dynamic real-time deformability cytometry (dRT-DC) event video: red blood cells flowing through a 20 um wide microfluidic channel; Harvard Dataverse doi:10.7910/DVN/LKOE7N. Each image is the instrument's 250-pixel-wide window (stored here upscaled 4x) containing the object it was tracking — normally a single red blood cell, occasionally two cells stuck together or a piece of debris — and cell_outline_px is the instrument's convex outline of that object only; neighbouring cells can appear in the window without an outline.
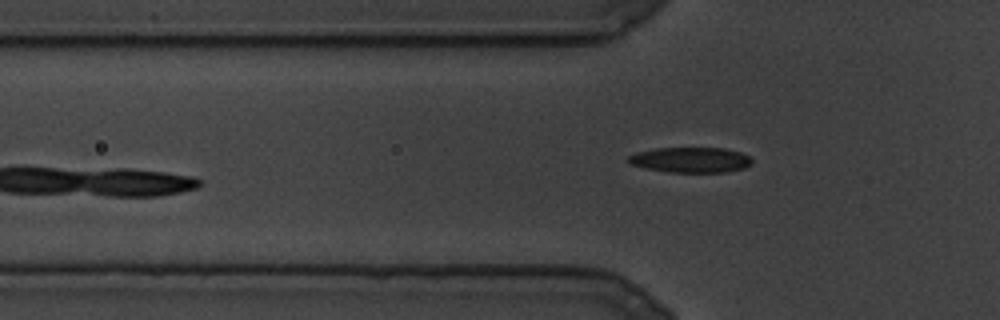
{"species": "common noctule bat (a hibernating species)", "species_latin": "Nyctalus noctula", "temperature_condition": "cold", "stored_images_in_passage": 71, "camera_frame_rate_fps": 3000, "um_per_image_px": 0.085, "animal": {"sex": "male", "body_mass_g": 19.5, "forearm_length_mm": 54.6}, "frame": {"image": 1, "passage_image": 4, "time_ms": 1.0, "image_size_px": [1000, 320], "cell_outline_px": [[752, 164], [744, 168], [728, 172], [668, 172], [644, 168], [628, 164], [624, 160], [628, 156], [636, 152], [656, 148], [724, 148], [740, 152], [748, 156], [752, 160]], "centroid_in_image_um": [58.65, 13.59], "position_along_channel_um": 67.2, "area_um2": 18.5}}
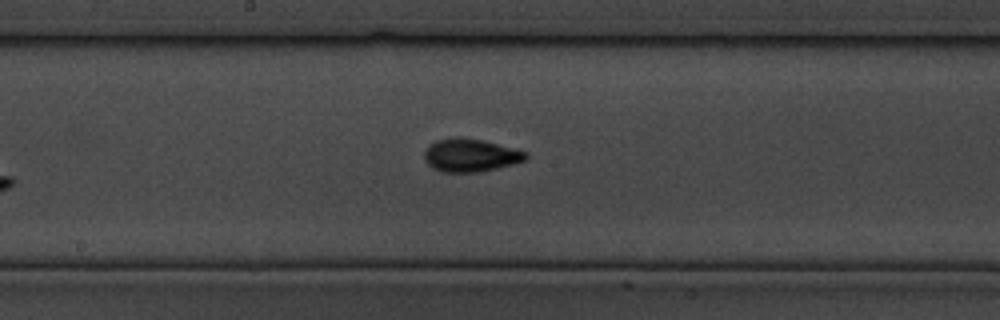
{"frame": {"image": 2, "passage_image": 27, "time_ms": 8.667, "image_size_px": [1000, 320], "cell_outline_px": [[528, 156], [524, 160], [512, 164], [496, 168], [476, 172], [444, 172], [432, 168], [424, 160], [424, 152], [428, 144], [436, 140], [456, 136], [484, 140], [528, 152]], "centroid_in_image_um": [39.95, 13.18], "position_along_channel_um": 208.3, "area_um2": 19.59}}
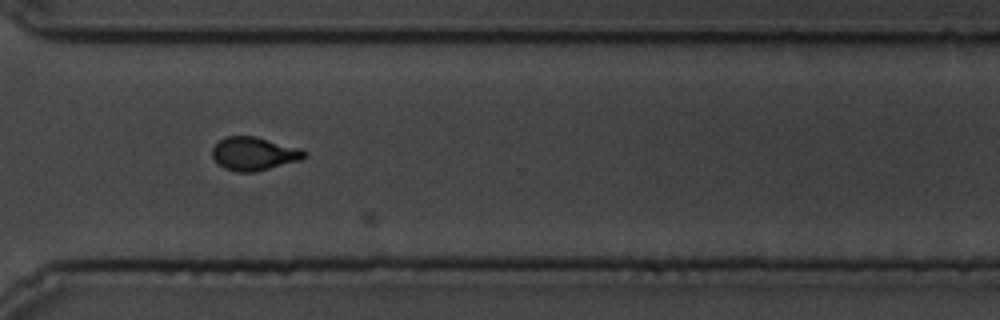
{"frame": {"image": 3, "passage_image": 50, "time_ms": 16.333, "image_size_px": [1000, 320], "cell_outline_px": [[304, 156], [300, 160], [256, 172], [236, 172], [224, 168], [216, 164], [212, 156], [212, 148], [220, 140], [228, 136], [256, 136], [300, 148], [304, 152]], "centroid_in_image_um": [21.54, 13.07], "position_along_channel_um": 349.1, "area_um2": 17.86}}